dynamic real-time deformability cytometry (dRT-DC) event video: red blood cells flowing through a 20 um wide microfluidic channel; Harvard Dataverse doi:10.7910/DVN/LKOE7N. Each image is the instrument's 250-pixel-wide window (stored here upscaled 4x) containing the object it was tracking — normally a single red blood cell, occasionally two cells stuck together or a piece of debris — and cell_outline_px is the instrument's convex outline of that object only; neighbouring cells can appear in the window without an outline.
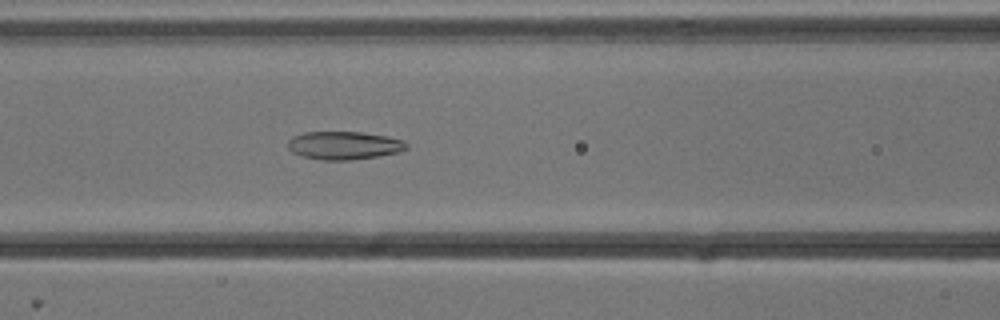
{"species": "common noctule bat (a hibernating species)", "species_latin": "Nyctalus noctula", "temperature_condition": "cold", "stored_images_in_passage": 54, "camera_frame_rate_fps": 3000, "um_per_image_px": 0.085, "animal": {"sex": "male", "body_mass_g": 13.3}, "frame": {"image": 1, "passage_image": 23, "time_ms": 7.333, "image_size_px": [1000, 320], "cell_outline_px": [[408, 148], [400, 152], [380, 156], [352, 160], [324, 160], [304, 156], [292, 152], [288, 148], [288, 140], [292, 136], [304, 132], [360, 132], [384, 136], [404, 140], [408, 144]], "centroid_in_image_um": [29.26, 12.36], "position_along_channel_um": 137.3, "area_um2": 19.48}}
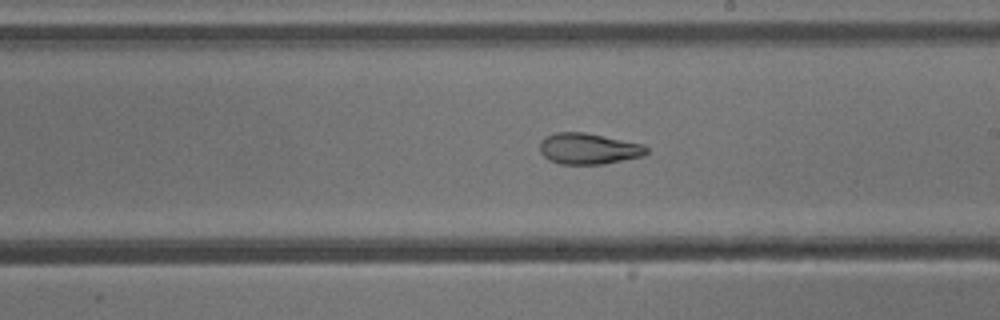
{"frame": {"image": 2, "passage_image": 31, "time_ms": 10.0, "image_size_px": [1000, 320], "cell_outline_px": [[648, 152], [644, 156], [604, 164], [560, 164], [548, 160], [540, 152], [540, 140], [544, 136], [556, 132], [584, 132], [644, 144], [648, 148]], "centroid_in_image_um": [50.02, 12.64], "position_along_channel_um": 239.0, "area_um2": 19.54}}
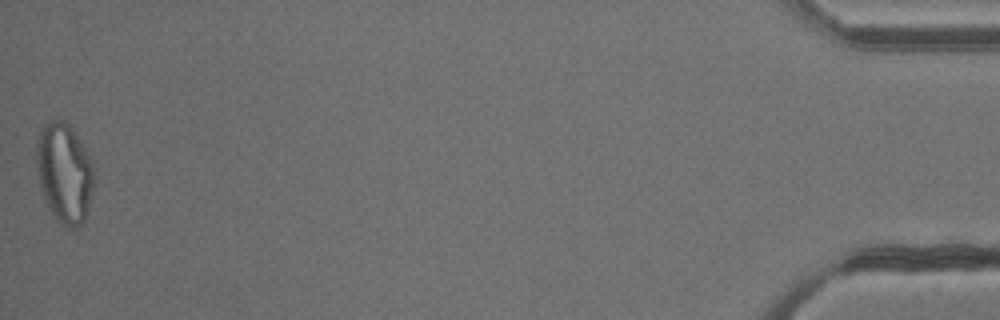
{"frame": {"image": 3, "passage_image": 54, "time_ms": 17.667, "image_size_px": [1000, 320], "cell_outline_px": [[96, 168], [88, 208], [84, 220], [80, 224], [72, 228], [68, 228], [60, 224], [44, 200], [36, 168], [36, 140], [44, 124], [52, 120], [60, 120], [68, 124], [72, 128]], "centroid_in_image_um": [5.46, 14.69], "position_along_channel_um": 429.7, "area_um2": 33.35}, "authors_computed_cell_mechanics": {"area_um2": 24.0448, "velocity_mm_per_s": 3.8055, "shape_relaxation_time_tau1_ms": 8.9641, "shape_relaxation_time_tau2_ms": 3.5236, "deformation_change_tau1": 0.2539, "deformation_change_tau2": 0.1076}}